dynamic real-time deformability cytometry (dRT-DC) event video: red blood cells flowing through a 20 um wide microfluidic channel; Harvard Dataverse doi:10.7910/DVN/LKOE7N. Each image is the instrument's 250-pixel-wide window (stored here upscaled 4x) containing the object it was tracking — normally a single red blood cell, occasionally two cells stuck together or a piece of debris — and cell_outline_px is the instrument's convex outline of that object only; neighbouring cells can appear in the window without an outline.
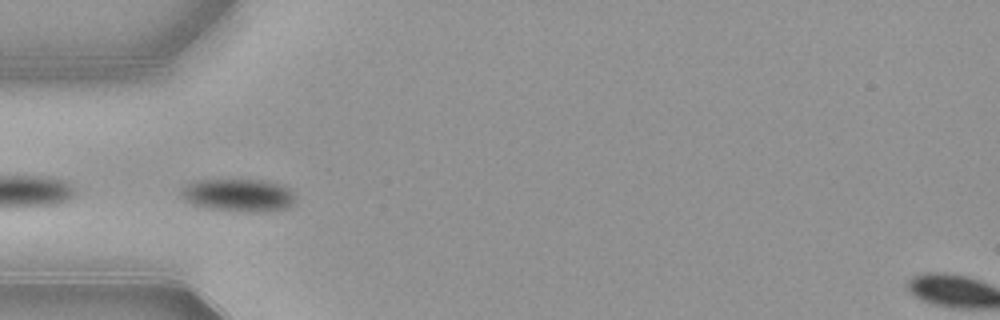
{"species": "common noctule bat (a hibernating species)", "species_latin": "Nyctalus noctula", "temperature_condition": "warm", "stored_images_in_passage": 11, "camera_frame_rate_fps": 3000, "um_per_image_px": 0.085, "animal": {"sex": "female", "body_mass_g": 21.9}, "frame": {"image": 1, "passage_image": 2, "time_ms": 0.333, "image_size_px": [1000, 320], "cell_outline_px": [[296, 204], [288, 208], [212, 208], [196, 204], [184, 200], [180, 196], [180, 188], [196, 180], [264, 180], [280, 184], [296, 192]], "centroid_in_image_um": [20.28, 16.51], "position_along_channel_um": 64.7, "area_um2": 20.69}}